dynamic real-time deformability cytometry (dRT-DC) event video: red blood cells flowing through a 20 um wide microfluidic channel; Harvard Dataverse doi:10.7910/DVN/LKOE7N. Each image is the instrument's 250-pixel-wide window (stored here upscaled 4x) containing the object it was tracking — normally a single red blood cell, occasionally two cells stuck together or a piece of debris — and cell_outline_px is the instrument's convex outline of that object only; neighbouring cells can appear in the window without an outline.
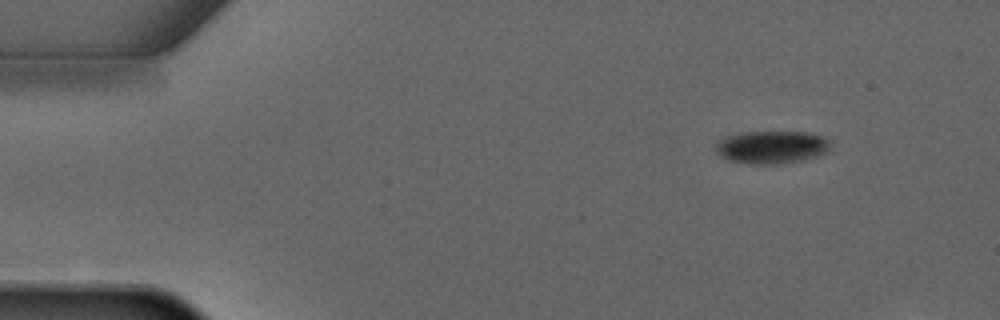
{"species": "common noctule bat (a hibernating species)", "species_latin": "Nyctalus noctula", "temperature_condition": "warm", "stored_images_in_passage": 4, "segment_of_instrument_passage": [1, 2], "camera_frame_rate_fps": 3000, "um_per_image_px": 0.085, "animal": {"sex": "male", "forearm_length_mm": 52.5}, "frame": {"image": 1, "passage_image": 1, "time_ms": 0.0, "image_size_px": [1000, 320], "cell_outline_px": [[828, 152], [816, 156], [800, 160], [776, 164], [748, 164], [728, 160], [720, 156], [716, 152], [716, 144], [724, 136], [740, 132], [808, 132], [824, 136], [828, 140]], "centroid_in_image_um": [65.55, 12.5], "position_along_channel_um": 19.5, "area_um2": 21.96}}